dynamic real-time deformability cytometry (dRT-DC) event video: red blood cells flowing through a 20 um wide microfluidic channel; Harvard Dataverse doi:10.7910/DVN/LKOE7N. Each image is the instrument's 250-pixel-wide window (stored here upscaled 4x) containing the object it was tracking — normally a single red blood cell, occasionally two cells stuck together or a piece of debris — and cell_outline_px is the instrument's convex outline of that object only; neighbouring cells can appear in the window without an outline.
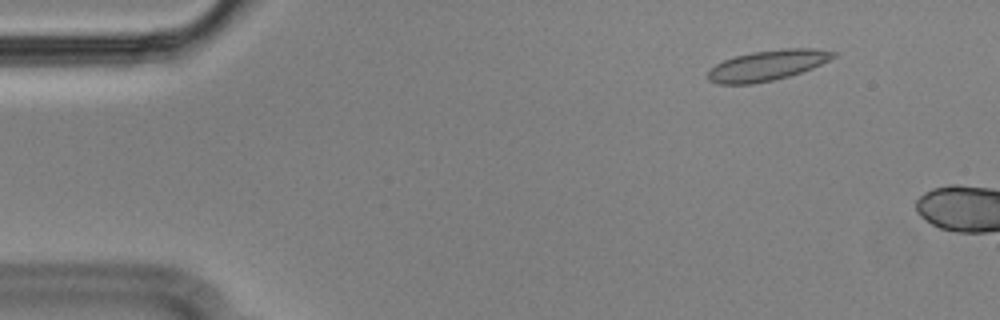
{"species": "Egyptian fruit bat (a non-hibernating species)", "species_latin": "Rousettus aegyptiacus", "temperature_condition": "cold", "stored_images_in_passage": 7, "camera_frame_rate_fps": 3000, "um_per_image_px": 0.085, "animal": {"sex": "male"}, "frame": {"image": 1, "passage_image": 1, "time_ms": 0.0, "image_size_px": [1000, 320], "cell_outline_px": [[836, 56], [812, 68], [788, 76], [772, 80], [752, 84], [716, 84], [708, 80], [708, 72], [716, 64], [724, 60], [736, 56], [752, 52], [784, 48], [812, 48], [836, 52]], "centroid_in_image_um": [65.21, 5.55], "position_along_channel_um": 19.8, "area_um2": 21.96}}